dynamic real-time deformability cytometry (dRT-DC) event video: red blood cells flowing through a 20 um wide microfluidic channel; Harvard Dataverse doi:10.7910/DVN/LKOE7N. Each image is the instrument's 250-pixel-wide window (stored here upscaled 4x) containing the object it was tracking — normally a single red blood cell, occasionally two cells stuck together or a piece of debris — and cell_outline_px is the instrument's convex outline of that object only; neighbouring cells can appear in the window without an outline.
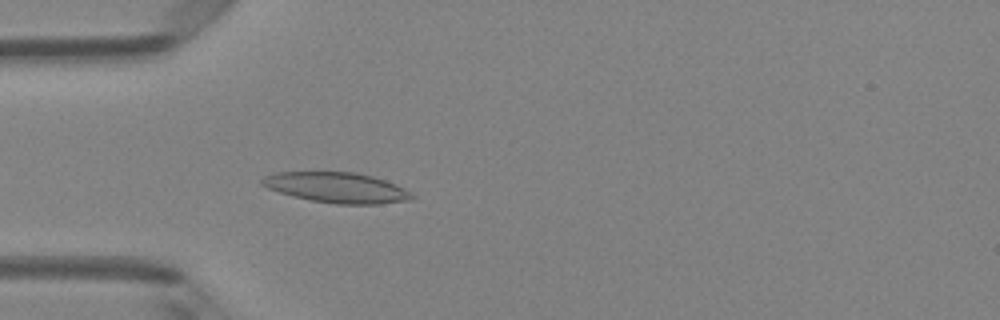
{"species": "Egyptian fruit bat (a non-hibernating species)", "species_latin": "Rousettus aegyptiacus", "temperature_condition": "room temperature", "stored_images_in_passage": 36, "camera_frame_rate_fps": 3000, "um_per_image_px": 0.085, "animal": {"sex": "female"}, "frame": {"image": 1, "passage_image": 4, "time_ms": 1.0, "image_size_px": [1000, 320], "cell_outline_px": [[416, 196], [412, 200], [380, 204], [336, 204], [312, 200], [280, 192], [268, 188], [260, 184], [260, 180], [264, 176], [276, 172], [356, 172], [372, 176], [396, 184], [412, 192]], "centroid_in_image_um": [28.67, 15.94], "position_along_channel_um": 56.3, "area_um2": 26.53}}
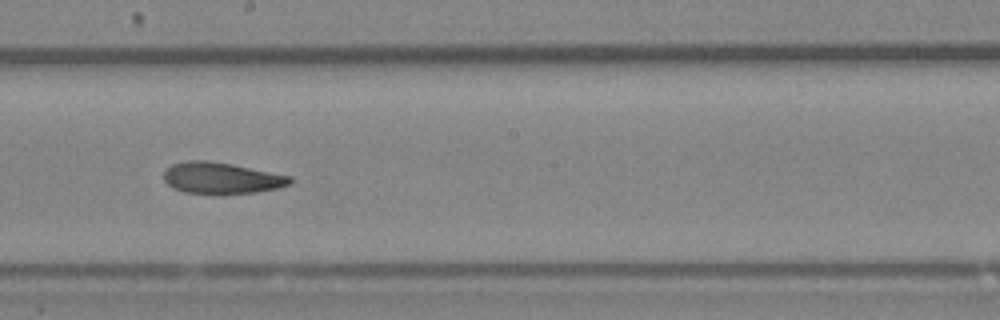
{"frame": {"image": 2, "passage_image": 17, "time_ms": 5.333, "image_size_px": [1000, 320], "cell_outline_px": [[292, 180], [288, 184], [276, 188], [256, 192], [184, 192], [172, 188], [164, 180], [164, 172], [172, 164], [188, 160], [208, 160], [232, 164], [292, 176]], "centroid_in_image_um": [18.8, 15.1], "position_along_channel_um": 229.4, "area_um2": 22.48}}
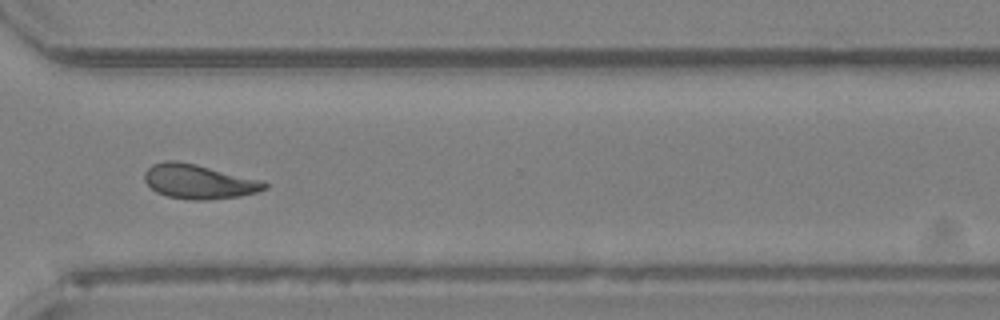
{"frame": {"image": 3, "passage_image": 26, "time_ms": 8.333, "image_size_px": [1000, 320], "cell_outline_px": [[268, 188], [256, 192], [240, 196], [208, 200], [188, 200], [168, 196], [156, 192], [144, 180], [144, 172], [152, 164], [164, 160], [176, 160], [196, 164], [264, 180], [268, 184]], "centroid_in_image_um": [16.91, 15.43], "position_along_channel_um": 353.7, "area_um2": 24.33}, "authors_computed_cell_mechanics": {"area_um2": 23.4957, "velocity_mm_per_s": 4.1403, "shape_relaxation_time_tau1_ms": 5.272, "shape_relaxation_time_tau2_ms": 2.4918, "deformation_change_tau1": 0.1509, "deformation_change_tau2": 0.1021}}